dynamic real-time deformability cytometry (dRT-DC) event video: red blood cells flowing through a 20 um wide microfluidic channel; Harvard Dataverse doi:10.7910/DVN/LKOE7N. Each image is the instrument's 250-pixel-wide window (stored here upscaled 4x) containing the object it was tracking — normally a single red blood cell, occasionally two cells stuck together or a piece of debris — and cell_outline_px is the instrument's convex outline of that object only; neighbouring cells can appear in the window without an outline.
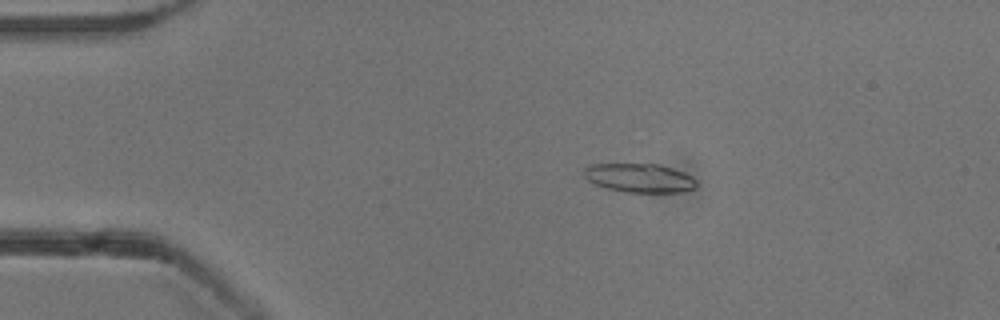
{"species": "common noctule bat (a hibernating species)", "species_latin": "Nyctalus noctula", "temperature_condition": "cold", "stored_images_in_passage": 54, "camera_frame_rate_fps": 3000, "um_per_image_px": 0.085, "animal": {"sex": "male", "body_mass_g": 13.3}, "frame": {"image": 1, "passage_image": 11, "time_ms": 3.333, "image_size_px": [1000, 320], "cell_outline_px": [[696, 188], [680, 192], [628, 192], [608, 188], [596, 184], [588, 180], [584, 176], [584, 168], [592, 164], [660, 164], [684, 172], [692, 176], [696, 180]], "centroid_in_image_um": [54.39, 15.12], "position_along_channel_um": 30.6, "area_um2": 18.84}}
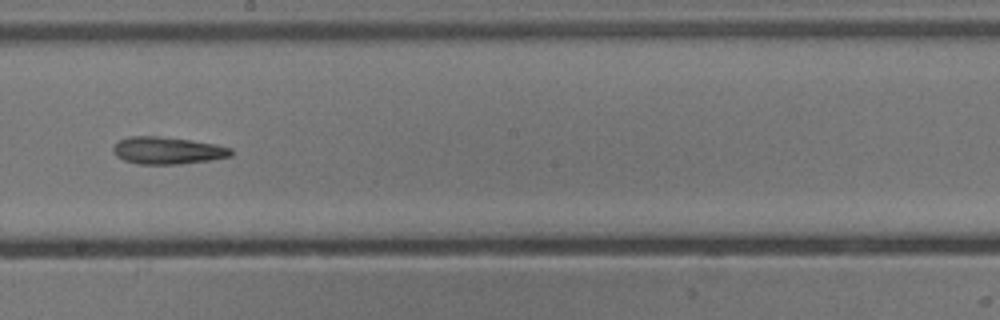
{"frame": {"image": 2, "passage_image": 31, "time_ms": 10.0, "image_size_px": [1000, 320], "cell_outline_px": [[232, 156], [208, 160], [180, 164], [136, 164], [124, 160], [116, 156], [112, 152], [112, 148], [120, 140], [128, 136], [156, 136], [192, 140], [216, 144], [232, 148]], "centroid_in_image_um": [14.22, 12.79], "position_along_channel_um": 234.0, "area_um2": 18.73}}
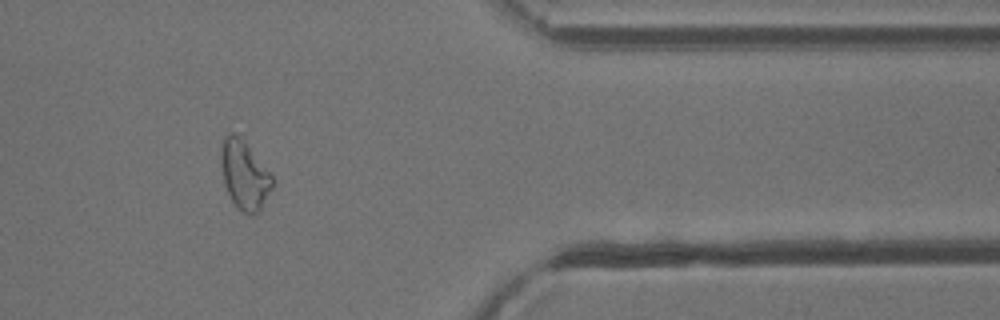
{"frame": {"image": 3, "passage_image": 45, "time_ms": 14.667, "image_size_px": [1000, 320], "cell_outline_px": [[272, 188], [260, 212], [252, 216], [244, 212], [232, 200], [224, 184], [220, 164], [220, 148], [224, 136], [228, 132], [236, 132], [272, 176]], "centroid_in_image_um": [20.74, 14.86], "position_along_channel_um": 390.7, "area_um2": 20.4}, "authors_computed_cell_mechanics": {"area_um2": 19.1896, "velocity_mm_per_s": 3.8534, "shape_relaxation_time_tau1_ms": 7.6757, "shape_relaxation_time_tau2_ms": null, "deformation_change_tau1": 0.2182, "deformation_change_tau2": null}}